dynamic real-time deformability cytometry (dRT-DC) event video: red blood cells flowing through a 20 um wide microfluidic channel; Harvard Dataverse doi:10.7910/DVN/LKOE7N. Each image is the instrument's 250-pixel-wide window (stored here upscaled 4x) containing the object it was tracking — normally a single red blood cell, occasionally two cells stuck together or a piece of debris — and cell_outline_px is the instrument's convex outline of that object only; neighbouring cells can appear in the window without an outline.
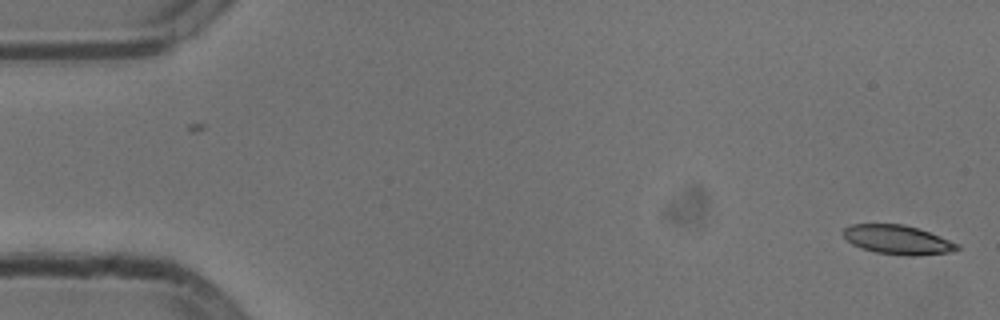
{"species": "common noctule bat (a hibernating species)", "species_latin": "Nyctalus noctula", "temperature_condition": "cold", "stored_images_in_passage": 54, "camera_frame_rate_fps": 3000, "um_per_image_px": 0.085, "animal": {"sex": "male", "body_mass_g": 13.3}, "frame": {"image": 1, "passage_image": 1, "time_ms": 0.0, "image_size_px": [1000, 320], "cell_outline_px": [[960, 248], [952, 252], [916, 256], [908, 256], [876, 252], [860, 248], [852, 244], [840, 232], [844, 228], [852, 224], [904, 224], [940, 236], [960, 244]], "centroid_in_image_um": [76.3, 20.38], "position_along_channel_um": 8.7, "area_um2": 19.42}}
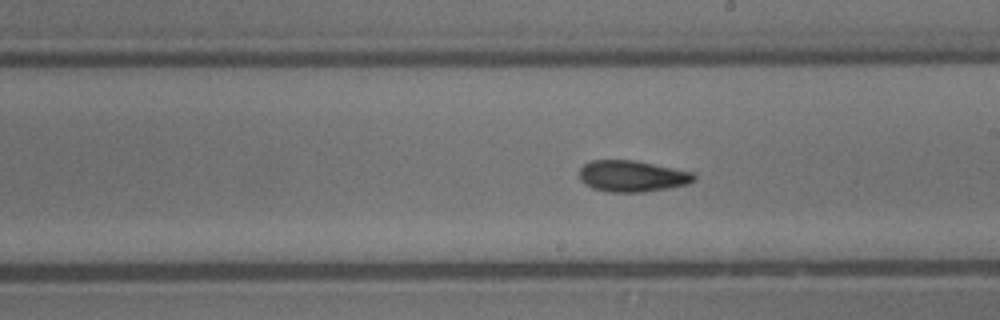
{"frame": {"image": 2, "passage_image": 30, "time_ms": 9.667, "image_size_px": [1000, 320], "cell_outline_px": [[696, 180], [688, 184], [668, 188], [644, 192], [608, 192], [592, 188], [584, 184], [580, 180], [580, 168], [584, 164], [592, 160], [636, 160], [692, 172], [696, 176]], "centroid_in_image_um": [53.73, 14.97], "position_along_channel_um": 235.3, "area_um2": 21.04}}
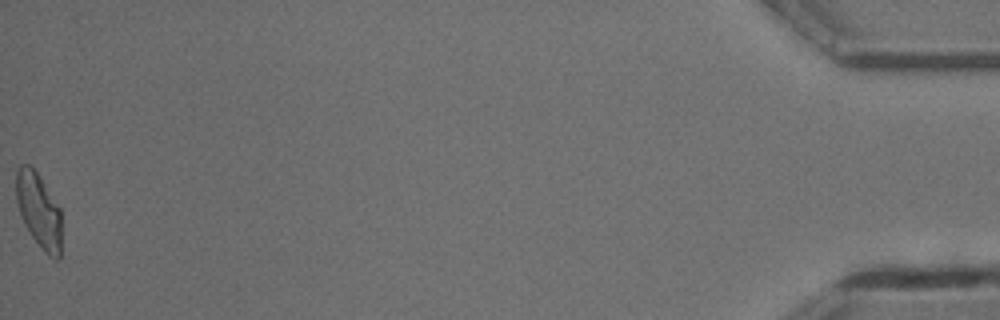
{"frame": {"image": 3, "passage_image": 54, "time_ms": 17.667, "image_size_px": [1000, 320], "cell_outline_px": [[60, 260], [56, 260], [48, 256], [44, 252], [32, 236], [24, 224], [20, 216], [16, 200], [16, 172], [20, 164], [28, 164], [36, 172], [60, 208]], "centroid_in_image_um": [3.28, 17.91], "position_along_channel_um": 431.9, "area_um2": 19.59}, "authors_computed_cell_mechanics": {"area_um2": 20.3167, "velocity_mm_per_s": 3.7832, "shape_relaxation_time_tau1_ms": null, "shape_relaxation_time_tau2_ms": 5.4047, "deformation_change_tau1": null, "deformation_change_tau2": 0.1393}}